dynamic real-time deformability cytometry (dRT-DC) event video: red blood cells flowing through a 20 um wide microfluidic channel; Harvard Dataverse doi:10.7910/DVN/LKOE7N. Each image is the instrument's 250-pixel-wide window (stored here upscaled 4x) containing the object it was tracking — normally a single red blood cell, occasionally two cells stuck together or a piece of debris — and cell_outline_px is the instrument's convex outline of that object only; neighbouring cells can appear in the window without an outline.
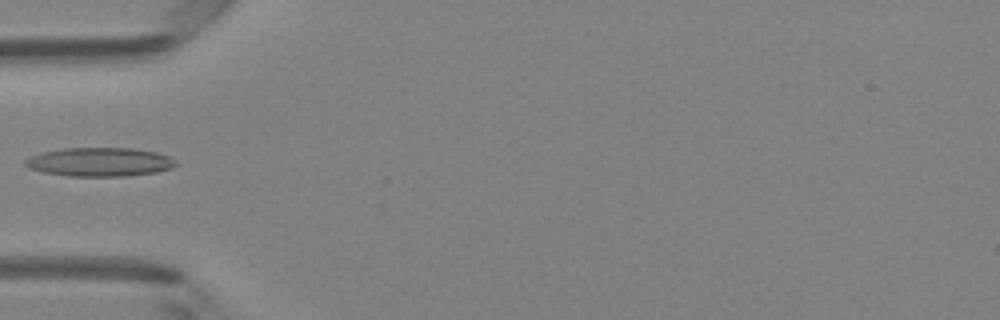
{"species": "Egyptian fruit bat (a non-hibernating species)", "species_latin": "Rousettus aegyptiacus", "temperature_condition": "room temperature", "stored_images_in_passage": 6, "camera_frame_rate_fps": 3000, "um_per_image_px": 0.085, "animal": {"sex": "female"}, "frame": {"image": 1, "passage_image": 5, "time_ms": 1.333, "image_size_px": [1000, 320], "cell_outline_px": [[180, 164], [172, 168], [156, 172], [128, 176], [68, 176], [44, 172], [28, 168], [24, 164], [24, 160], [28, 156], [40, 152], [64, 148], [132, 148], [156, 152], [168, 156], [176, 160]], "centroid_in_image_um": [8.47, 13.76], "position_along_channel_um": 76.5, "area_um2": 25.55}}
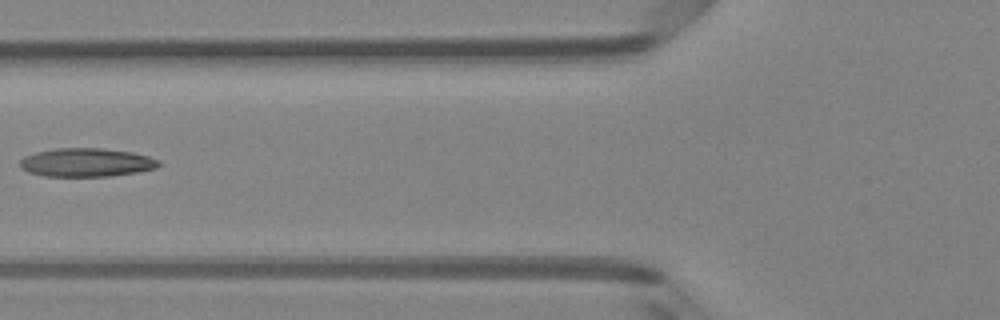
{"frame": {"image": 2, "passage_image": 6, "time_ms": 1.667, "image_size_px": [1000, 320], "cell_outline_px": [[160, 164], [156, 168], [136, 172], [108, 176], [44, 176], [28, 172], [20, 168], [20, 160], [24, 156], [36, 152], [56, 148], [104, 148], [132, 152], [148, 156], [160, 160]], "centroid_in_image_um": [7.33, 13.8], "position_along_channel_um": 118.5, "area_um2": 23.12}}